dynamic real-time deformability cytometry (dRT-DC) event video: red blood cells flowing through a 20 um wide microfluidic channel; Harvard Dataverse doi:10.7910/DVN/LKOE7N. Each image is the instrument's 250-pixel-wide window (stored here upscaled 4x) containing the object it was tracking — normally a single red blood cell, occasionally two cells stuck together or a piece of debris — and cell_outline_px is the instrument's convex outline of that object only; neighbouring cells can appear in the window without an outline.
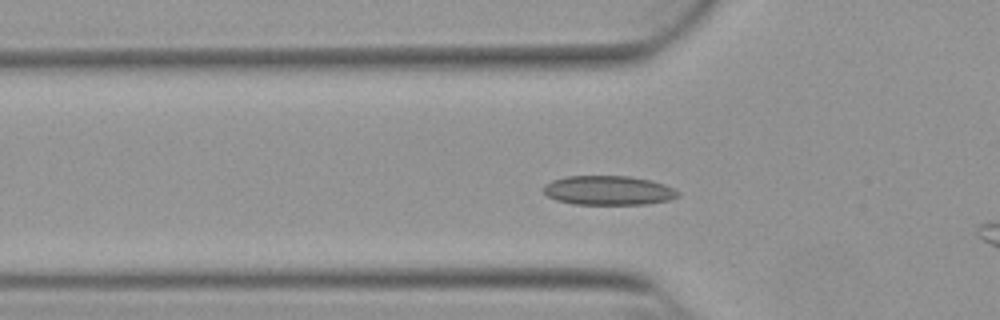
{"species": "Egyptian fruit bat (a non-hibernating species)", "species_latin": "Rousettus aegyptiacus", "temperature_condition": "warm", "stored_images_in_passage": 40, "camera_frame_rate_fps": 3000, "um_per_image_px": 0.085, "animal": {"sex": "female"}, "frame": {"image": 1, "passage_image": 4, "time_ms": 1.0, "image_size_px": [1000, 320], "cell_outline_px": [[680, 196], [668, 200], [648, 204], [572, 204], [556, 200], [548, 196], [544, 192], [544, 184], [552, 180], [568, 176], [628, 176], [648, 180], [664, 184], [680, 192]], "centroid_in_image_um": [51.71, 16.19], "position_along_channel_um": 74.1, "area_um2": 22.89}}
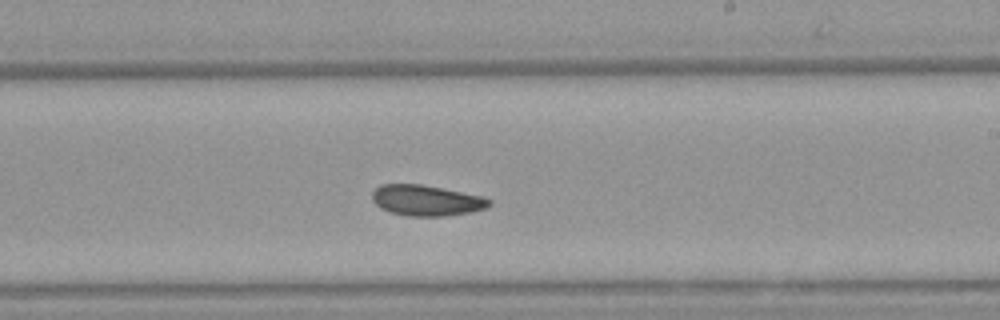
{"frame": {"image": 2, "passage_image": 18, "time_ms": 5.667, "image_size_px": [1000, 320], "cell_outline_px": [[492, 204], [488, 208], [472, 212], [444, 216], [408, 216], [392, 212], [380, 208], [372, 200], [372, 192], [380, 184], [420, 184], [484, 196], [492, 200]], "centroid_in_image_um": [36.28, 17.04], "position_along_channel_um": 252.7, "area_um2": 21.1}}
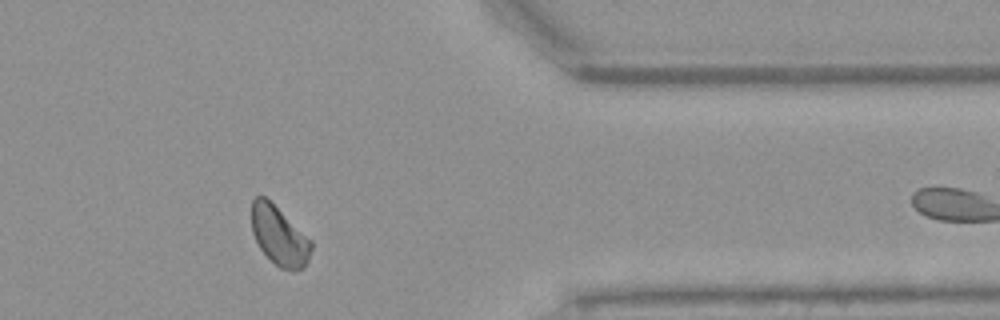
{"frame": {"image": 3, "passage_image": 30, "time_ms": 9.667, "image_size_px": [1000, 320], "cell_outline_px": [[312, 248], [308, 260], [304, 268], [292, 272], [280, 268], [260, 248], [252, 232], [252, 200], [256, 196], [264, 196], [312, 240]], "centroid_in_image_um": [23.76, 20.08], "position_along_channel_um": 387.6, "area_um2": 20.29}, "authors_computed_cell_mechanics": {"area_um2": 21.0392, "velocity_mm_per_s": 3.8349, "shape_relaxation_time_tau1_ms": null, "shape_relaxation_time_tau2_ms": 6.2877, "deformation_change_tau1": null, "deformation_change_tau2": 0.0924}}